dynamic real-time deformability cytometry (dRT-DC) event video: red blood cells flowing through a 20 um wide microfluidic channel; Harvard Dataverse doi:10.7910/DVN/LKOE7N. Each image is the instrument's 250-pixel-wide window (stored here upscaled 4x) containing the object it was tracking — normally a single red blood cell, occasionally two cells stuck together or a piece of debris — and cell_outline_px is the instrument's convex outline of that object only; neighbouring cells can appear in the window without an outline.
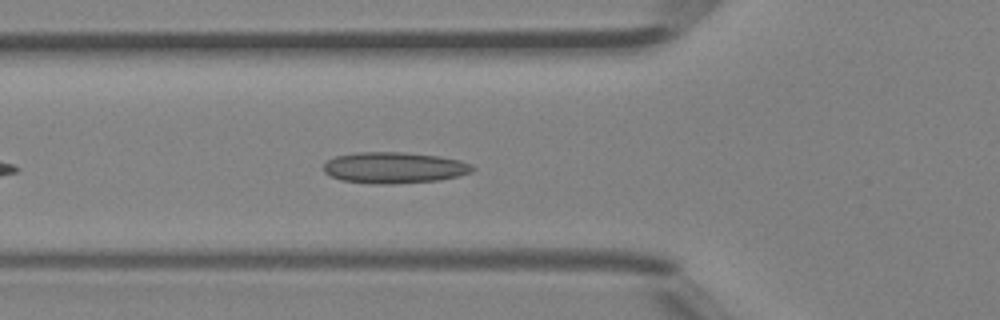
{"species": "Egyptian fruit bat (a non-hibernating species)", "species_latin": "Rousettus aegyptiacus", "temperature_condition": "room temperature", "stored_images_in_passage": 35, "camera_frame_rate_fps": 3000, "um_per_image_px": 0.085, "animal": {"sex": "female"}, "frame": {"image": 1, "passage_image": 6, "time_ms": 1.667, "image_size_px": [1000, 320], "cell_outline_px": [[476, 168], [472, 172], [440, 180], [392, 184], [368, 184], [340, 180], [324, 172], [324, 164], [328, 160], [336, 156], [360, 152], [404, 152], [440, 156], [460, 160], [472, 164]], "centroid_in_image_um": [33.52, 14.26], "position_along_channel_um": 92.3, "area_um2": 27.22}}
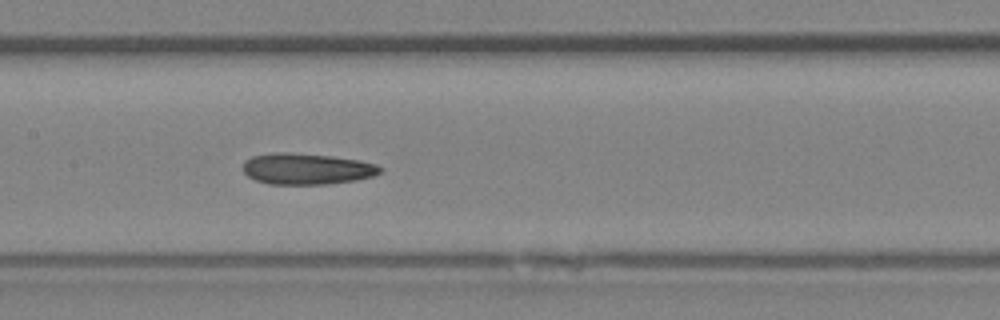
{"frame": {"image": 2, "passage_image": 12, "time_ms": 3.667, "image_size_px": [1000, 320], "cell_outline_px": [[384, 168], [380, 172], [372, 176], [356, 180], [328, 184], [268, 184], [256, 180], [248, 176], [244, 172], [244, 164], [252, 156], [276, 152], [288, 152], [332, 156], [360, 160], [376, 164]], "centroid_in_image_um": [26.1, 14.35], "position_along_channel_um": 181.3, "area_um2": 24.85}}
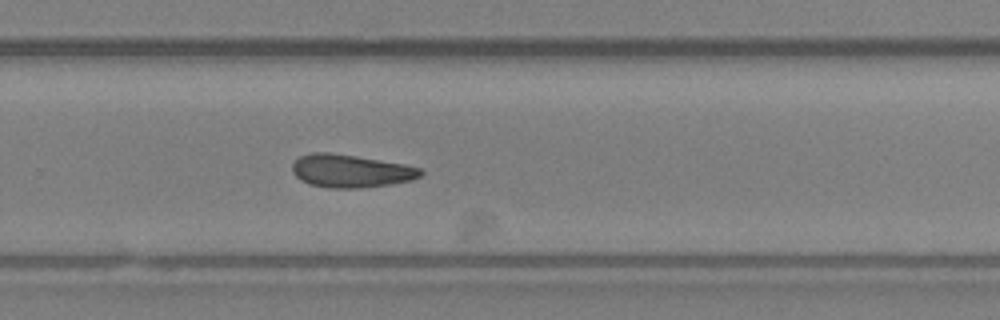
{"frame": {"image": 3, "passage_image": 20, "time_ms": 6.333, "image_size_px": [1000, 320], "cell_outline_px": [[424, 172], [420, 176], [412, 180], [388, 184], [360, 188], [328, 188], [308, 184], [300, 180], [292, 172], [292, 164], [300, 156], [312, 152], [328, 152], [356, 156], [404, 164], [420, 168]], "centroid_in_image_um": [29.78, 14.53], "position_along_channel_um": 300.0, "area_um2": 24.62}, "authors_computed_cell_mechanics": {"area_um2": 24.7962, "velocity_mm_per_s": 4.4544, "shape_relaxation_time_tau1_ms": null, "shape_relaxation_time_tau2_ms": 7.4188, "deformation_change_tau1": null, "deformation_change_tau2": 0.1392}}